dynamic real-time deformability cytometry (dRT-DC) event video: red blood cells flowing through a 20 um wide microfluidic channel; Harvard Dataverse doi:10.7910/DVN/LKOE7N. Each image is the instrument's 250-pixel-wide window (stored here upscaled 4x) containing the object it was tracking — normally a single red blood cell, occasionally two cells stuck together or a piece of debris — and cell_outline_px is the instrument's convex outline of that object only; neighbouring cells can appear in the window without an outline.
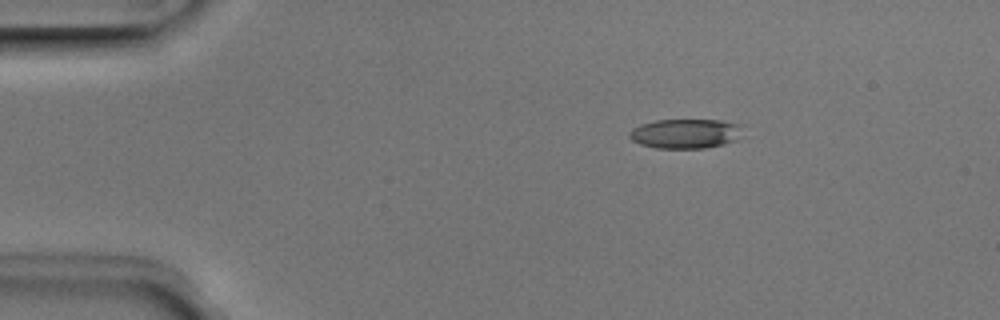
{"species": "Egyptian fruit bat (a non-hibernating species)", "species_latin": "Rousettus aegyptiacus", "temperature_condition": "room temperature", "stored_images_in_passage": 4, "camera_frame_rate_fps": 3000, "um_per_image_px": 0.085, "animal": {"sex": "male"}, "frame": {"image": 1, "passage_image": 2, "time_ms": 0.333, "image_size_px": [1000, 320], "cell_outline_px": [[748, 124], [736, 140], [724, 144], [704, 148], [656, 148], [640, 144], [632, 140], [628, 136], [628, 132], [632, 128], [640, 124], [656, 120], [720, 120]], "centroid_in_image_um": [58.32, 11.34], "position_along_channel_um": 26.7, "area_um2": 19.94}}
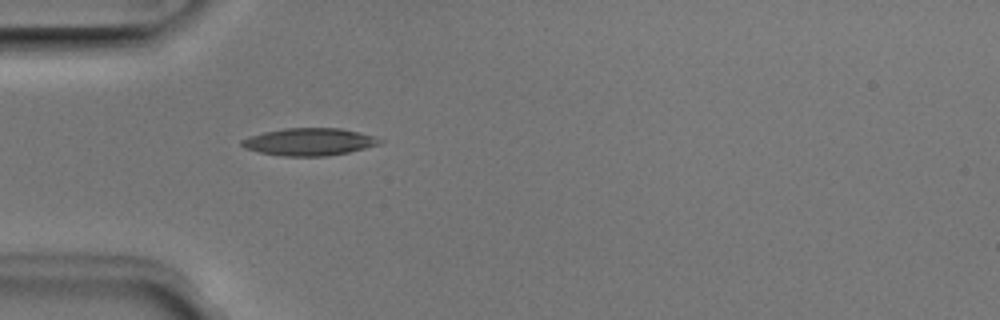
{"frame": {"image": 2, "passage_image": 4, "time_ms": 1.0, "image_size_px": [1000, 320], "cell_outline_px": [[384, 140], [380, 144], [348, 152], [324, 156], [284, 156], [260, 152], [244, 148], [240, 144], [240, 140], [248, 136], [264, 132], [284, 128], [340, 128], [360, 132]], "centroid_in_image_um": [26.25, 12.05], "position_along_channel_um": 58.7, "area_um2": 21.96}}